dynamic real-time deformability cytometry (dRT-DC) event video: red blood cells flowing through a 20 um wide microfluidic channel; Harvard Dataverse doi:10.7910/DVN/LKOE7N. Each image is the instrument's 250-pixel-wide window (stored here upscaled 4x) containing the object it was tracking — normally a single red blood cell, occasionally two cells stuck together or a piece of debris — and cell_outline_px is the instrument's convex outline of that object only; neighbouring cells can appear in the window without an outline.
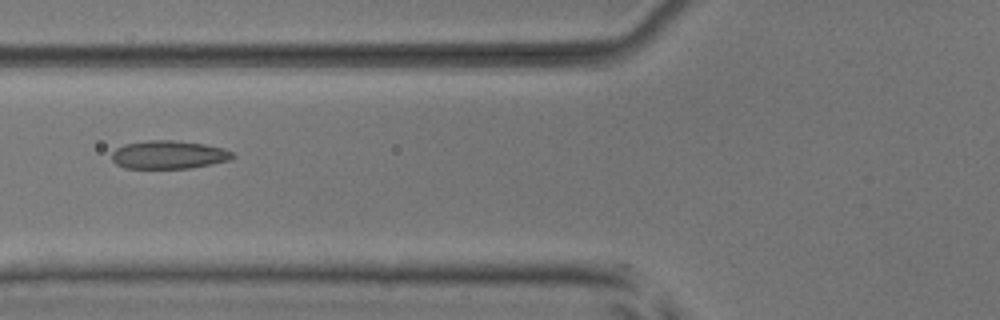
{"species": "common noctule bat (a hibernating species)", "species_latin": "Nyctalus noctula", "temperature_condition": "room temperature", "stored_images_in_passage": 6, "camera_frame_rate_fps": 3000, "um_per_image_px": 0.085, "animal": {"sex": "male", "body_mass_g": 17.9, "forearm_length_mm": 54.2}, "frame": {"image": 1, "passage_image": 6, "time_ms": 6.0, "image_size_px": [1000, 320], "cell_outline_px": [[236, 156], [228, 160], [212, 164], [188, 168], [124, 168], [116, 164], [112, 160], [112, 152], [116, 148], [124, 144], [148, 140], [172, 140], [204, 144], [224, 148], [232, 152]], "centroid_in_image_um": [14.32, 13.15], "position_along_channel_um": 111.5, "area_um2": 19.88}}